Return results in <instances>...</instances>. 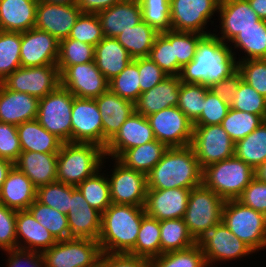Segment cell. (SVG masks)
I'll use <instances>...</instances> for the list:
<instances>
[{
  "label": "cell",
  "instance_id": "6da1fadb",
  "mask_svg": "<svg viewBox=\"0 0 266 267\" xmlns=\"http://www.w3.org/2000/svg\"><path fill=\"white\" fill-rule=\"evenodd\" d=\"M231 47L215 33L204 35L197 44L195 58L181 69L180 80L209 87L231 76L238 70Z\"/></svg>",
  "mask_w": 266,
  "mask_h": 267
},
{
  "label": "cell",
  "instance_id": "7a4b0ae2",
  "mask_svg": "<svg viewBox=\"0 0 266 267\" xmlns=\"http://www.w3.org/2000/svg\"><path fill=\"white\" fill-rule=\"evenodd\" d=\"M203 169L192 147L168 148L147 174L148 189H192L202 185Z\"/></svg>",
  "mask_w": 266,
  "mask_h": 267
},
{
  "label": "cell",
  "instance_id": "3957f363",
  "mask_svg": "<svg viewBox=\"0 0 266 267\" xmlns=\"http://www.w3.org/2000/svg\"><path fill=\"white\" fill-rule=\"evenodd\" d=\"M144 206L111 204L103 213L98 238L102 253H129L136 244Z\"/></svg>",
  "mask_w": 266,
  "mask_h": 267
},
{
  "label": "cell",
  "instance_id": "277c9868",
  "mask_svg": "<svg viewBox=\"0 0 266 267\" xmlns=\"http://www.w3.org/2000/svg\"><path fill=\"white\" fill-rule=\"evenodd\" d=\"M105 149L92 143H62L57 157V181L77 187L102 170Z\"/></svg>",
  "mask_w": 266,
  "mask_h": 267
},
{
  "label": "cell",
  "instance_id": "5b68a950",
  "mask_svg": "<svg viewBox=\"0 0 266 267\" xmlns=\"http://www.w3.org/2000/svg\"><path fill=\"white\" fill-rule=\"evenodd\" d=\"M254 178V169L233 156L203 168L202 184L224 201L237 200Z\"/></svg>",
  "mask_w": 266,
  "mask_h": 267
},
{
  "label": "cell",
  "instance_id": "8992f818",
  "mask_svg": "<svg viewBox=\"0 0 266 267\" xmlns=\"http://www.w3.org/2000/svg\"><path fill=\"white\" fill-rule=\"evenodd\" d=\"M221 221L254 252L266 248V216L263 213L238 200H227L223 205Z\"/></svg>",
  "mask_w": 266,
  "mask_h": 267
},
{
  "label": "cell",
  "instance_id": "52a82bcc",
  "mask_svg": "<svg viewBox=\"0 0 266 267\" xmlns=\"http://www.w3.org/2000/svg\"><path fill=\"white\" fill-rule=\"evenodd\" d=\"M224 202L203 184L191 189L183 220L196 242L221 222Z\"/></svg>",
  "mask_w": 266,
  "mask_h": 267
},
{
  "label": "cell",
  "instance_id": "ba28073f",
  "mask_svg": "<svg viewBox=\"0 0 266 267\" xmlns=\"http://www.w3.org/2000/svg\"><path fill=\"white\" fill-rule=\"evenodd\" d=\"M75 96L59 85L39 99L36 120L63 143L72 142L71 113Z\"/></svg>",
  "mask_w": 266,
  "mask_h": 267
},
{
  "label": "cell",
  "instance_id": "9c48e42d",
  "mask_svg": "<svg viewBox=\"0 0 266 267\" xmlns=\"http://www.w3.org/2000/svg\"><path fill=\"white\" fill-rule=\"evenodd\" d=\"M101 254L98 240L84 238L59 240L42 253L45 267H98Z\"/></svg>",
  "mask_w": 266,
  "mask_h": 267
},
{
  "label": "cell",
  "instance_id": "30bf717a",
  "mask_svg": "<svg viewBox=\"0 0 266 267\" xmlns=\"http://www.w3.org/2000/svg\"><path fill=\"white\" fill-rule=\"evenodd\" d=\"M190 146L202 169L234 156L235 143L221 125L193 126Z\"/></svg>",
  "mask_w": 266,
  "mask_h": 267
},
{
  "label": "cell",
  "instance_id": "8fae6325",
  "mask_svg": "<svg viewBox=\"0 0 266 267\" xmlns=\"http://www.w3.org/2000/svg\"><path fill=\"white\" fill-rule=\"evenodd\" d=\"M219 3L220 0H170L171 30L212 34L205 31V26L218 12Z\"/></svg>",
  "mask_w": 266,
  "mask_h": 267
},
{
  "label": "cell",
  "instance_id": "7c38bea8",
  "mask_svg": "<svg viewBox=\"0 0 266 267\" xmlns=\"http://www.w3.org/2000/svg\"><path fill=\"white\" fill-rule=\"evenodd\" d=\"M154 137L168 148L189 146L193 123L177 107L172 106L147 116Z\"/></svg>",
  "mask_w": 266,
  "mask_h": 267
},
{
  "label": "cell",
  "instance_id": "4fadbf2b",
  "mask_svg": "<svg viewBox=\"0 0 266 267\" xmlns=\"http://www.w3.org/2000/svg\"><path fill=\"white\" fill-rule=\"evenodd\" d=\"M1 83L9 90L41 99L60 85V73L56 65L19 67Z\"/></svg>",
  "mask_w": 266,
  "mask_h": 267
},
{
  "label": "cell",
  "instance_id": "5bb4252c",
  "mask_svg": "<svg viewBox=\"0 0 266 267\" xmlns=\"http://www.w3.org/2000/svg\"><path fill=\"white\" fill-rule=\"evenodd\" d=\"M208 267L216 261H231L255 253L221 221L197 241Z\"/></svg>",
  "mask_w": 266,
  "mask_h": 267
},
{
  "label": "cell",
  "instance_id": "9a60e30c",
  "mask_svg": "<svg viewBox=\"0 0 266 267\" xmlns=\"http://www.w3.org/2000/svg\"><path fill=\"white\" fill-rule=\"evenodd\" d=\"M110 178V197L113 204L144 206L147 194V175L125 167L116 158Z\"/></svg>",
  "mask_w": 266,
  "mask_h": 267
},
{
  "label": "cell",
  "instance_id": "2e32d148",
  "mask_svg": "<svg viewBox=\"0 0 266 267\" xmlns=\"http://www.w3.org/2000/svg\"><path fill=\"white\" fill-rule=\"evenodd\" d=\"M60 85L77 98L94 99L109 89V81L95 61L68 66L60 74Z\"/></svg>",
  "mask_w": 266,
  "mask_h": 267
},
{
  "label": "cell",
  "instance_id": "e0dca14e",
  "mask_svg": "<svg viewBox=\"0 0 266 267\" xmlns=\"http://www.w3.org/2000/svg\"><path fill=\"white\" fill-rule=\"evenodd\" d=\"M72 143H92L103 148L102 116L95 99H73Z\"/></svg>",
  "mask_w": 266,
  "mask_h": 267
},
{
  "label": "cell",
  "instance_id": "ac0fdd59",
  "mask_svg": "<svg viewBox=\"0 0 266 267\" xmlns=\"http://www.w3.org/2000/svg\"><path fill=\"white\" fill-rule=\"evenodd\" d=\"M59 55V40L48 32L31 28L21 32V67L56 65Z\"/></svg>",
  "mask_w": 266,
  "mask_h": 267
},
{
  "label": "cell",
  "instance_id": "d6986e66",
  "mask_svg": "<svg viewBox=\"0 0 266 267\" xmlns=\"http://www.w3.org/2000/svg\"><path fill=\"white\" fill-rule=\"evenodd\" d=\"M81 13L77 5H60L38 1L35 28L48 32L61 41L68 38Z\"/></svg>",
  "mask_w": 266,
  "mask_h": 267
},
{
  "label": "cell",
  "instance_id": "ffe728a7",
  "mask_svg": "<svg viewBox=\"0 0 266 267\" xmlns=\"http://www.w3.org/2000/svg\"><path fill=\"white\" fill-rule=\"evenodd\" d=\"M68 226L71 238L98 240L101 231L102 214L92 208L81 191L71 185V203Z\"/></svg>",
  "mask_w": 266,
  "mask_h": 267
},
{
  "label": "cell",
  "instance_id": "44dd1931",
  "mask_svg": "<svg viewBox=\"0 0 266 267\" xmlns=\"http://www.w3.org/2000/svg\"><path fill=\"white\" fill-rule=\"evenodd\" d=\"M191 189H147L144 205L147 216L161 220L183 218Z\"/></svg>",
  "mask_w": 266,
  "mask_h": 267
},
{
  "label": "cell",
  "instance_id": "7402d4cb",
  "mask_svg": "<svg viewBox=\"0 0 266 267\" xmlns=\"http://www.w3.org/2000/svg\"><path fill=\"white\" fill-rule=\"evenodd\" d=\"M218 13L221 17H219L221 36L219 33L215 35L227 44L243 29L257 26L260 20L251 9L248 0H220Z\"/></svg>",
  "mask_w": 266,
  "mask_h": 267
},
{
  "label": "cell",
  "instance_id": "603a6c76",
  "mask_svg": "<svg viewBox=\"0 0 266 267\" xmlns=\"http://www.w3.org/2000/svg\"><path fill=\"white\" fill-rule=\"evenodd\" d=\"M153 130L147 117L132 114L120 127L117 134L108 142L105 156L117 159L125 150L154 141Z\"/></svg>",
  "mask_w": 266,
  "mask_h": 267
},
{
  "label": "cell",
  "instance_id": "cb8c5ba5",
  "mask_svg": "<svg viewBox=\"0 0 266 267\" xmlns=\"http://www.w3.org/2000/svg\"><path fill=\"white\" fill-rule=\"evenodd\" d=\"M103 124V148L117 134L124 122L135 113V103L121 98L110 89L94 98Z\"/></svg>",
  "mask_w": 266,
  "mask_h": 267
},
{
  "label": "cell",
  "instance_id": "d4e9b609",
  "mask_svg": "<svg viewBox=\"0 0 266 267\" xmlns=\"http://www.w3.org/2000/svg\"><path fill=\"white\" fill-rule=\"evenodd\" d=\"M104 37L115 38L143 21L139 0H123L97 13Z\"/></svg>",
  "mask_w": 266,
  "mask_h": 267
},
{
  "label": "cell",
  "instance_id": "484cf974",
  "mask_svg": "<svg viewBox=\"0 0 266 267\" xmlns=\"http://www.w3.org/2000/svg\"><path fill=\"white\" fill-rule=\"evenodd\" d=\"M39 99L0 83V122L20 125L37 118Z\"/></svg>",
  "mask_w": 266,
  "mask_h": 267
},
{
  "label": "cell",
  "instance_id": "4316f807",
  "mask_svg": "<svg viewBox=\"0 0 266 267\" xmlns=\"http://www.w3.org/2000/svg\"><path fill=\"white\" fill-rule=\"evenodd\" d=\"M181 80L179 76H167L162 82L139 95L135 112L145 117L160 110L178 106Z\"/></svg>",
  "mask_w": 266,
  "mask_h": 267
},
{
  "label": "cell",
  "instance_id": "83f0119b",
  "mask_svg": "<svg viewBox=\"0 0 266 267\" xmlns=\"http://www.w3.org/2000/svg\"><path fill=\"white\" fill-rule=\"evenodd\" d=\"M15 228L17 248L43 253L57 242L28 210L17 211Z\"/></svg>",
  "mask_w": 266,
  "mask_h": 267
},
{
  "label": "cell",
  "instance_id": "f1b7e54d",
  "mask_svg": "<svg viewBox=\"0 0 266 267\" xmlns=\"http://www.w3.org/2000/svg\"><path fill=\"white\" fill-rule=\"evenodd\" d=\"M58 154L21 152L14 166L38 188L57 181Z\"/></svg>",
  "mask_w": 266,
  "mask_h": 267
},
{
  "label": "cell",
  "instance_id": "f546056e",
  "mask_svg": "<svg viewBox=\"0 0 266 267\" xmlns=\"http://www.w3.org/2000/svg\"><path fill=\"white\" fill-rule=\"evenodd\" d=\"M35 200L36 187L23 172L14 166L0 190V203L18 211L27 210Z\"/></svg>",
  "mask_w": 266,
  "mask_h": 267
},
{
  "label": "cell",
  "instance_id": "4dcf8cb0",
  "mask_svg": "<svg viewBox=\"0 0 266 267\" xmlns=\"http://www.w3.org/2000/svg\"><path fill=\"white\" fill-rule=\"evenodd\" d=\"M39 0H0V30L25 32L35 28Z\"/></svg>",
  "mask_w": 266,
  "mask_h": 267
},
{
  "label": "cell",
  "instance_id": "1f68e13d",
  "mask_svg": "<svg viewBox=\"0 0 266 267\" xmlns=\"http://www.w3.org/2000/svg\"><path fill=\"white\" fill-rule=\"evenodd\" d=\"M94 61L100 72L110 81L126 68L132 58L115 38L104 37L95 46Z\"/></svg>",
  "mask_w": 266,
  "mask_h": 267
},
{
  "label": "cell",
  "instance_id": "d6a6232c",
  "mask_svg": "<svg viewBox=\"0 0 266 267\" xmlns=\"http://www.w3.org/2000/svg\"><path fill=\"white\" fill-rule=\"evenodd\" d=\"M22 152L58 154L62 141L48 132L35 119L17 125Z\"/></svg>",
  "mask_w": 266,
  "mask_h": 267
},
{
  "label": "cell",
  "instance_id": "836d02e7",
  "mask_svg": "<svg viewBox=\"0 0 266 267\" xmlns=\"http://www.w3.org/2000/svg\"><path fill=\"white\" fill-rule=\"evenodd\" d=\"M168 147L157 141L125 150L117 160L125 167L147 175L162 159Z\"/></svg>",
  "mask_w": 266,
  "mask_h": 267
},
{
  "label": "cell",
  "instance_id": "e575fe53",
  "mask_svg": "<svg viewBox=\"0 0 266 267\" xmlns=\"http://www.w3.org/2000/svg\"><path fill=\"white\" fill-rule=\"evenodd\" d=\"M159 34L145 21L140 22L127 31L121 32L115 39L127 50L132 59L148 57Z\"/></svg>",
  "mask_w": 266,
  "mask_h": 267
},
{
  "label": "cell",
  "instance_id": "d590c367",
  "mask_svg": "<svg viewBox=\"0 0 266 267\" xmlns=\"http://www.w3.org/2000/svg\"><path fill=\"white\" fill-rule=\"evenodd\" d=\"M234 156L254 170L266 161V120L248 136L235 143Z\"/></svg>",
  "mask_w": 266,
  "mask_h": 267
},
{
  "label": "cell",
  "instance_id": "8d00e7d4",
  "mask_svg": "<svg viewBox=\"0 0 266 267\" xmlns=\"http://www.w3.org/2000/svg\"><path fill=\"white\" fill-rule=\"evenodd\" d=\"M196 243L183 218L160 221L161 254L185 250Z\"/></svg>",
  "mask_w": 266,
  "mask_h": 267
},
{
  "label": "cell",
  "instance_id": "74e56055",
  "mask_svg": "<svg viewBox=\"0 0 266 267\" xmlns=\"http://www.w3.org/2000/svg\"><path fill=\"white\" fill-rule=\"evenodd\" d=\"M234 49L244 51L245 56L238 60L266 58V21L260 19L257 26L248 27L231 41Z\"/></svg>",
  "mask_w": 266,
  "mask_h": 267
},
{
  "label": "cell",
  "instance_id": "f35d334b",
  "mask_svg": "<svg viewBox=\"0 0 266 267\" xmlns=\"http://www.w3.org/2000/svg\"><path fill=\"white\" fill-rule=\"evenodd\" d=\"M128 254L150 260L161 255L158 219L147 215L142 218L135 247Z\"/></svg>",
  "mask_w": 266,
  "mask_h": 267
},
{
  "label": "cell",
  "instance_id": "ab89813d",
  "mask_svg": "<svg viewBox=\"0 0 266 267\" xmlns=\"http://www.w3.org/2000/svg\"><path fill=\"white\" fill-rule=\"evenodd\" d=\"M27 210L40 224L47 228L57 241L71 238L67 215L37 200Z\"/></svg>",
  "mask_w": 266,
  "mask_h": 267
},
{
  "label": "cell",
  "instance_id": "60d3db41",
  "mask_svg": "<svg viewBox=\"0 0 266 267\" xmlns=\"http://www.w3.org/2000/svg\"><path fill=\"white\" fill-rule=\"evenodd\" d=\"M99 172L97 171L94 175L85 179L77 188L81 191L88 204L102 214L112 202L108 176Z\"/></svg>",
  "mask_w": 266,
  "mask_h": 267
},
{
  "label": "cell",
  "instance_id": "b9f144b4",
  "mask_svg": "<svg viewBox=\"0 0 266 267\" xmlns=\"http://www.w3.org/2000/svg\"><path fill=\"white\" fill-rule=\"evenodd\" d=\"M148 57L168 76H178V62L174 52V31L159 33Z\"/></svg>",
  "mask_w": 266,
  "mask_h": 267
},
{
  "label": "cell",
  "instance_id": "7bdbcfd3",
  "mask_svg": "<svg viewBox=\"0 0 266 267\" xmlns=\"http://www.w3.org/2000/svg\"><path fill=\"white\" fill-rule=\"evenodd\" d=\"M95 46L65 38L59 41V55L56 66L61 74L68 66L94 61Z\"/></svg>",
  "mask_w": 266,
  "mask_h": 267
},
{
  "label": "cell",
  "instance_id": "ee69618b",
  "mask_svg": "<svg viewBox=\"0 0 266 267\" xmlns=\"http://www.w3.org/2000/svg\"><path fill=\"white\" fill-rule=\"evenodd\" d=\"M21 32L0 30V83L21 67Z\"/></svg>",
  "mask_w": 266,
  "mask_h": 267
},
{
  "label": "cell",
  "instance_id": "f6af8a7d",
  "mask_svg": "<svg viewBox=\"0 0 266 267\" xmlns=\"http://www.w3.org/2000/svg\"><path fill=\"white\" fill-rule=\"evenodd\" d=\"M264 121L265 119L260 115L229 108L220 125L236 143L238 140L248 136Z\"/></svg>",
  "mask_w": 266,
  "mask_h": 267
},
{
  "label": "cell",
  "instance_id": "bcb514c9",
  "mask_svg": "<svg viewBox=\"0 0 266 267\" xmlns=\"http://www.w3.org/2000/svg\"><path fill=\"white\" fill-rule=\"evenodd\" d=\"M139 58L132 61L109 81V89L121 98L136 102L140 95Z\"/></svg>",
  "mask_w": 266,
  "mask_h": 267
},
{
  "label": "cell",
  "instance_id": "7dc6e473",
  "mask_svg": "<svg viewBox=\"0 0 266 267\" xmlns=\"http://www.w3.org/2000/svg\"><path fill=\"white\" fill-rule=\"evenodd\" d=\"M209 87L203 84L181 82L178 108L194 123L203 111V101Z\"/></svg>",
  "mask_w": 266,
  "mask_h": 267
},
{
  "label": "cell",
  "instance_id": "c3c4849f",
  "mask_svg": "<svg viewBox=\"0 0 266 267\" xmlns=\"http://www.w3.org/2000/svg\"><path fill=\"white\" fill-rule=\"evenodd\" d=\"M152 267H208L200 246L161 254L151 259Z\"/></svg>",
  "mask_w": 266,
  "mask_h": 267
},
{
  "label": "cell",
  "instance_id": "681fc988",
  "mask_svg": "<svg viewBox=\"0 0 266 267\" xmlns=\"http://www.w3.org/2000/svg\"><path fill=\"white\" fill-rule=\"evenodd\" d=\"M36 200L67 215L71 203V185L53 182L36 188Z\"/></svg>",
  "mask_w": 266,
  "mask_h": 267
},
{
  "label": "cell",
  "instance_id": "f907efd6",
  "mask_svg": "<svg viewBox=\"0 0 266 267\" xmlns=\"http://www.w3.org/2000/svg\"><path fill=\"white\" fill-rule=\"evenodd\" d=\"M230 108L260 115L266 120V98L242 79Z\"/></svg>",
  "mask_w": 266,
  "mask_h": 267
},
{
  "label": "cell",
  "instance_id": "816d5d0a",
  "mask_svg": "<svg viewBox=\"0 0 266 267\" xmlns=\"http://www.w3.org/2000/svg\"><path fill=\"white\" fill-rule=\"evenodd\" d=\"M143 21L162 33L171 30L170 0H139Z\"/></svg>",
  "mask_w": 266,
  "mask_h": 267
},
{
  "label": "cell",
  "instance_id": "f5cc1de1",
  "mask_svg": "<svg viewBox=\"0 0 266 267\" xmlns=\"http://www.w3.org/2000/svg\"><path fill=\"white\" fill-rule=\"evenodd\" d=\"M68 38L96 46L104 38L97 14L81 13Z\"/></svg>",
  "mask_w": 266,
  "mask_h": 267
},
{
  "label": "cell",
  "instance_id": "db71d44e",
  "mask_svg": "<svg viewBox=\"0 0 266 267\" xmlns=\"http://www.w3.org/2000/svg\"><path fill=\"white\" fill-rule=\"evenodd\" d=\"M238 71L242 80L266 98V58L240 60Z\"/></svg>",
  "mask_w": 266,
  "mask_h": 267
},
{
  "label": "cell",
  "instance_id": "11a10c76",
  "mask_svg": "<svg viewBox=\"0 0 266 267\" xmlns=\"http://www.w3.org/2000/svg\"><path fill=\"white\" fill-rule=\"evenodd\" d=\"M230 108L218 95L210 89L206 92L203 101V111L193 126L220 125Z\"/></svg>",
  "mask_w": 266,
  "mask_h": 267
},
{
  "label": "cell",
  "instance_id": "9f6ffc18",
  "mask_svg": "<svg viewBox=\"0 0 266 267\" xmlns=\"http://www.w3.org/2000/svg\"><path fill=\"white\" fill-rule=\"evenodd\" d=\"M203 36L193 32L174 31V52L178 62V76L181 69L195 58L197 44Z\"/></svg>",
  "mask_w": 266,
  "mask_h": 267
},
{
  "label": "cell",
  "instance_id": "6f0895ef",
  "mask_svg": "<svg viewBox=\"0 0 266 267\" xmlns=\"http://www.w3.org/2000/svg\"><path fill=\"white\" fill-rule=\"evenodd\" d=\"M21 152L17 126L0 122V158L15 163Z\"/></svg>",
  "mask_w": 266,
  "mask_h": 267
},
{
  "label": "cell",
  "instance_id": "680465c9",
  "mask_svg": "<svg viewBox=\"0 0 266 267\" xmlns=\"http://www.w3.org/2000/svg\"><path fill=\"white\" fill-rule=\"evenodd\" d=\"M17 211L0 203V250L17 248L16 237Z\"/></svg>",
  "mask_w": 266,
  "mask_h": 267
},
{
  "label": "cell",
  "instance_id": "91938a15",
  "mask_svg": "<svg viewBox=\"0 0 266 267\" xmlns=\"http://www.w3.org/2000/svg\"><path fill=\"white\" fill-rule=\"evenodd\" d=\"M237 200L266 216V183L254 178Z\"/></svg>",
  "mask_w": 266,
  "mask_h": 267
},
{
  "label": "cell",
  "instance_id": "94428289",
  "mask_svg": "<svg viewBox=\"0 0 266 267\" xmlns=\"http://www.w3.org/2000/svg\"><path fill=\"white\" fill-rule=\"evenodd\" d=\"M168 75L149 57L139 58L140 94L162 82Z\"/></svg>",
  "mask_w": 266,
  "mask_h": 267
},
{
  "label": "cell",
  "instance_id": "6125c7cd",
  "mask_svg": "<svg viewBox=\"0 0 266 267\" xmlns=\"http://www.w3.org/2000/svg\"><path fill=\"white\" fill-rule=\"evenodd\" d=\"M98 267H152L151 260L127 253H102Z\"/></svg>",
  "mask_w": 266,
  "mask_h": 267
},
{
  "label": "cell",
  "instance_id": "be15d7a7",
  "mask_svg": "<svg viewBox=\"0 0 266 267\" xmlns=\"http://www.w3.org/2000/svg\"><path fill=\"white\" fill-rule=\"evenodd\" d=\"M9 257L8 267H45V260L40 252L14 248L4 251Z\"/></svg>",
  "mask_w": 266,
  "mask_h": 267
},
{
  "label": "cell",
  "instance_id": "e7e4bbea",
  "mask_svg": "<svg viewBox=\"0 0 266 267\" xmlns=\"http://www.w3.org/2000/svg\"><path fill=\"white\" fill-rule=\"evenodd\" d=\"M241 79L242 75L237 70L231 76L209 86V89L215 95H218L224 102L231 105V103L234 101L235 94Z\"/></svg>",
  "mask_w": 266,
  "mask_h": 267
},
{
  "label": "cell",
  "instance_id": "03108f58",
  "mask_svg": "<svg viewBox=\"0 0 266 267\" xmlns=\"http://www.w3.org/2000/svg\"><path fill=\"white\" fill-rule=\"evenodd\" d=\"M123 0H79L77 6L82 13L97 14Z\"/></svg>",
  "mask_w": 266,
  "mask_h": 267
},
{
  "label": "cell",
  "instance_id": "003e7915",
  "mask_svg": "<svg viewBox=\"0 0 266 267\" xmlns=\"http://www.w3.org/2000/svg\"><path fill=\"white\" fill-rule=\"evenodd\" d=\"M248 2L258 17L266 21V0H248Z\"/></svg>",
  "mask_w": 266,
  "mask_h": 267
},
{
  "label": "cell",
  "instance_id": "a7ac6f4b",
  "mask_svg": "<svg viewBox=\"0 0 266 267\" xmlns=\"http://www.w3.org/2000/svg\"><path fill=\"white\" fill-rule=\"evenodd\" d=\"M14 167V163L9 160L0 158V190L2 185L8 176L11 169Z\"/></svg>",
  "mask_w": 266,
  "mask_h": 267
},
{
  "label": "cell",
  "instance_id": "89a4df30",
  "mask_svg": "<svg viewBox=\"0 0 266 267\" xmlns=\"http://www.w3.org/2000/svg\"><path fill=\"white\" fill-rule=\"evenodd\" d=\"M255 178L260 181L266 183V161L261 163L255 170Z\"/></svg>",
  "mask_w": 266,
  "mask_h": 267
},
{
  "label": "cell",
  "instance_id": "2644e50d",
  "mask_svg": "<svg viewBox=\"0 0 266 267\" xmlns=\"http://www.w3.org/2000/svg\"><path fill=\"white\" fill-rule=\"evenodd\" d=\"M42 2H48L51 4H60V5H77L79 0H39Z\"/></svg>",
  "mask_w": 266,
  "mask_h": 267
}]
</instances>
